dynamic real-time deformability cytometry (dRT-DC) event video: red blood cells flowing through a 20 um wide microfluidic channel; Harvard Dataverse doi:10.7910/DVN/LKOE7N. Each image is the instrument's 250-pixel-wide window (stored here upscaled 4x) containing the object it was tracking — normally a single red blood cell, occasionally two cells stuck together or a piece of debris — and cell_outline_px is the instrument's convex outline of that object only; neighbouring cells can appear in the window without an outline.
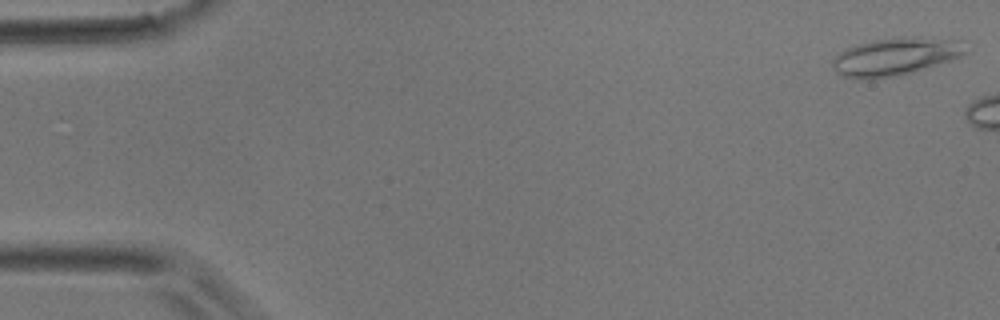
{"species": "common noctule bat (a hibernating species)", "species_latin": "Nyctalus noctula", "temperature_condition": "room temperature", "stored_images_in_passage": 2, "camera_frame_rate_fps": 3000, "um_per_image_px": 0.085, "animal": {"sex": "male", "body_mass_g": 17.9}, "frame": {"image": 1, "passage_image": 2, "time_ms": 0.333, "image_size_px": [1000, 320], "cell_outline_px": [[968, 52], [960, 56], [900, 76], [872, 80], [868, 80], [844, 76], [836, 72], [832, 64], [832, 60], [840, 52], [856, 44], [872, 40], [904, 36], [916, 36], [956, 40]], "centroid_in_image_um": [76.05, 4.81], "position_along_channel_um": 9.0, "area_um2": 29.07}}